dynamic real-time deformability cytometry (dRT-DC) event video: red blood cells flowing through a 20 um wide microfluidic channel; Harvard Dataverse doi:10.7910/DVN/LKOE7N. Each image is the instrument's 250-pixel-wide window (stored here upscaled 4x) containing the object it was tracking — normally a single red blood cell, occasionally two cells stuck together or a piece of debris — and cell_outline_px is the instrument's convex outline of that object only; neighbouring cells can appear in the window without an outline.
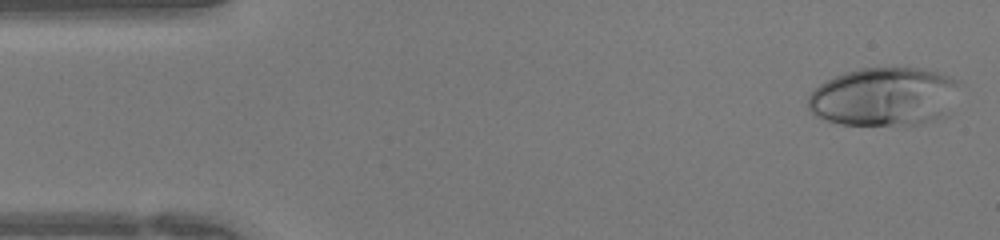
{"species": "human", "species_latin": "Homo sapiens", "temperature_condition": "warm", "stored_images_in_passage": 43, "camera_frame_rate_fps": 3000, "um_per_image_px": 0.085, "donor": {"sex": "female"}, "frame": {"image": 1, "passage_image": 1, "time_ms": 0.0, "image_size_px": [1000, 240], "cell_outline_px": [[960, 84], [940, 116], [932, 120], [920, 124], [840, 124], [816, 116], [808, 108], [808, 96], [820, 84], [844, 72], [860, 68], [924, 68], [952, 76], [960, 80]], "centroid_in_image_um": [75.1, 8.19], "position_along_channel_um": 9.9, "area_um2": 50.86}}
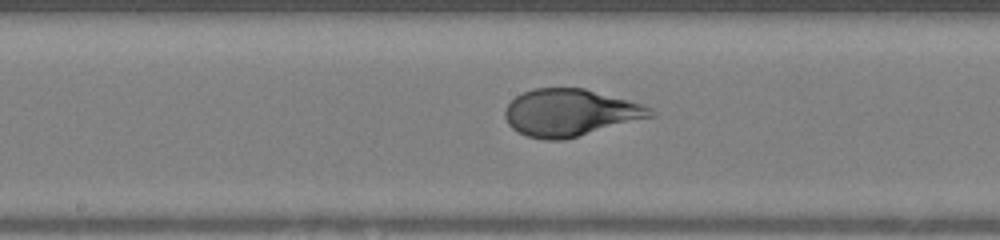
{"frame": {"image": 2, "passage_image": 21, "time_ms": 6.667, "image_size_px": [1000, 240], "cell_outline_px": [[656, 116], [564, 140], [544, 140], [528, 136], [512, 128], [508, 124], [504, 116], [504, 112], [508, 104], [516, 96], [524, 92], [536, 88], [584, 88], [628, 100], [652, 108], [656, 112]], "centroid_in_image_um": [48.48, 9.58], "position_along_channel_um": 199.7, "area_um2": 39.88}}
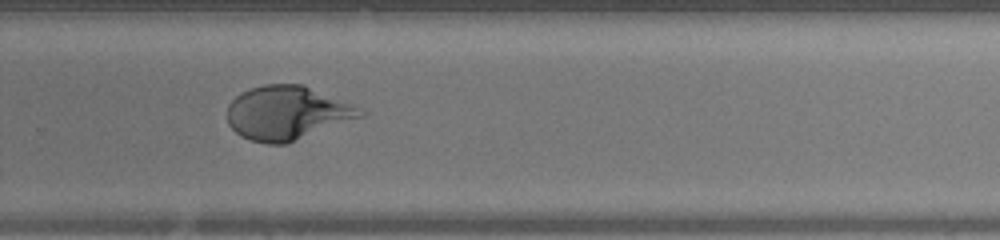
{"frame": {"image": 3, "passage_image": 28, "time_ms": 9.0, "image_size_px": [1000, 240], "cell_outline_px": [[364, 116], [288, 144], [264, 144], [240, 136], [228, 124], [228, 104], [240, 92], [264, 84], [304, 84], [352, 104], [364, 112]], "centroid_in_image_um": [24.39, 9.61], "position_along_channel_um": 305.4, "area_um2": 41.91}}